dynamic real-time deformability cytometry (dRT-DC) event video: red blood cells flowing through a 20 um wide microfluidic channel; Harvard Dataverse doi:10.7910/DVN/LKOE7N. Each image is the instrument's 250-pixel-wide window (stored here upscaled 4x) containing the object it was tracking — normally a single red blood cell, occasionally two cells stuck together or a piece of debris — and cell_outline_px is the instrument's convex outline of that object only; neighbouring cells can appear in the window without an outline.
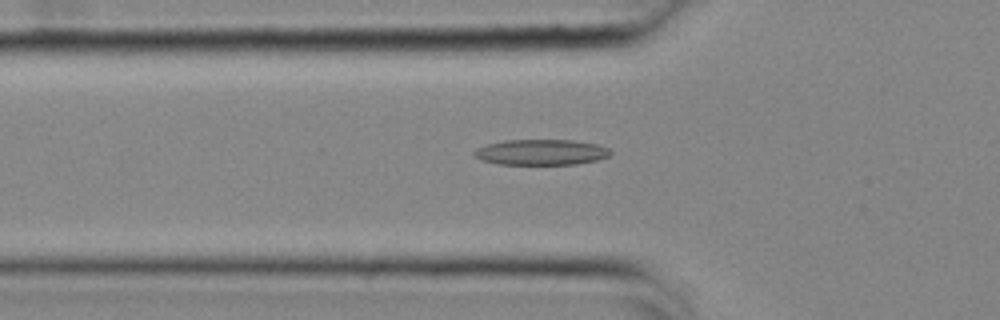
{"species": "common noctule bat (a hibernating species)", "species_latin": "Nyctalus noctula", "temperature_condition": "cold", "stored_images_in_passage": 55, "camera_frame_rate_fps": 3000, "um_per_image_px": 0.085, "animal": {"sex": "female", "body_mass_g": 25.1}, "frame": {"image": 1, "passage_image": 19, "time_ms": 6.0, "image_size_px": [1000, 320], "cell_outline_px": [[612, 152], [608, 156], [596, 160], [576, 164], [500, 164], [480, 160], [472, 152], [476, 148], [488, 144], [504, 140], [572, 140], [596, 144], [608, 148]], "centroid_in_image_um": [45.97, 12.93], "position_along_channel_um": 79.8, "area_um2": 20.23}}
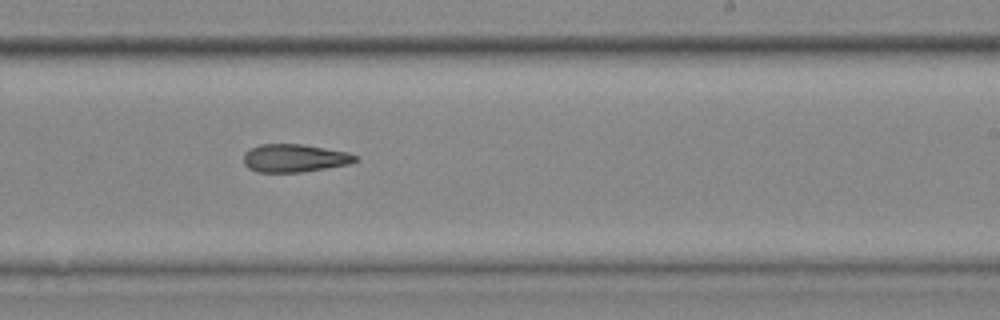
{"frame": {"image": 2, "passage_image": 34, "time_ms": 11.0, "image_size_px": [1000, 320], "cell_outline_px": [[356, 160], [348, 164], [304, 172], [256, 172], [248, 168], [244, 164], [244, 152], [260, 144], [300, 144], [348, 152], [356, 156]], "centroid_in_image_um": [24.99, 13.45], "position_along_channel_um": 264.0, "area_um2": 18.09}}
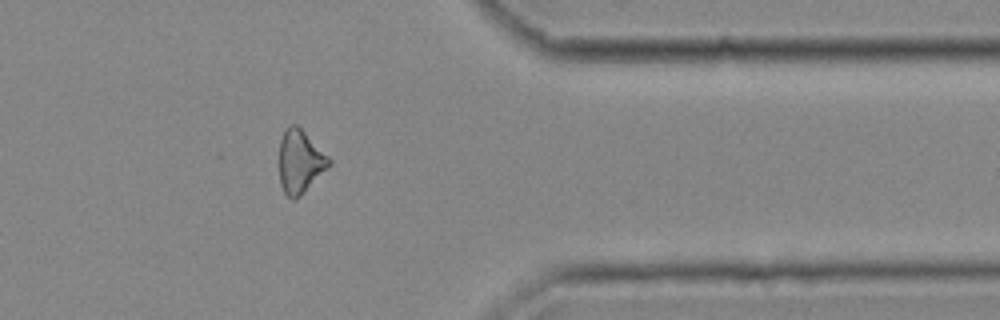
{"frame": {"image": 3, "passage_image": 45, "time_ms": 14.667, "image_size_px": [1000, 320], "cell_outline_px": [[332, 164], [296, 200], [292, 200], [284, 192], [280, 184], [280, 140], [284, 128], [288, 124], [296, 124], [332, 160]], "centroid_in_image_um": [25.5, 13.73], "position_along_channel_um": 385.9, "area_um2": 18.26}}